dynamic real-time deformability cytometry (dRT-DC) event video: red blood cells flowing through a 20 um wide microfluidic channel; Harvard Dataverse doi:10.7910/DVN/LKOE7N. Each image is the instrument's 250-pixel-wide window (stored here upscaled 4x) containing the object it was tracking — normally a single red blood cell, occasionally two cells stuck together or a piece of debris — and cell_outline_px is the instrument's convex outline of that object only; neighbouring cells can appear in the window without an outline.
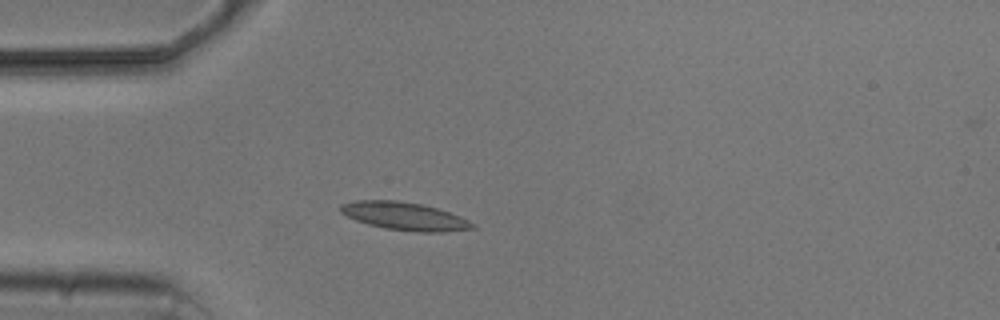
{"species": "common noctule bat (a hibernating species)", "species_latin": "Nyctalus noctula", "temperature_condition": "cold", "stored_images_in_passage": 4, "camera_frame_rate_fps": 3000, "um_per_image_px": 0.085, "animal": {"sex": "male", "body_mass_g": 20.5, "forearm_length_mm": 52.5}, "frame": {"image": 1, "passage_image": 4, "time_ms": 3.667, "image_size_px": [1000, 320], "cell_outline_px": [[476, 228], [440, 232], [416, 232], [384, 228], [368, 224], [356, 220], [340, 212], [340, 204], [356, 200], [396, 200], [424, 204], [460, 216], [476, 224]], "centroid_in_image_um": [34.39, 18.37], "position_along_channel_um": 50.6, "area_um2": 21.5}}